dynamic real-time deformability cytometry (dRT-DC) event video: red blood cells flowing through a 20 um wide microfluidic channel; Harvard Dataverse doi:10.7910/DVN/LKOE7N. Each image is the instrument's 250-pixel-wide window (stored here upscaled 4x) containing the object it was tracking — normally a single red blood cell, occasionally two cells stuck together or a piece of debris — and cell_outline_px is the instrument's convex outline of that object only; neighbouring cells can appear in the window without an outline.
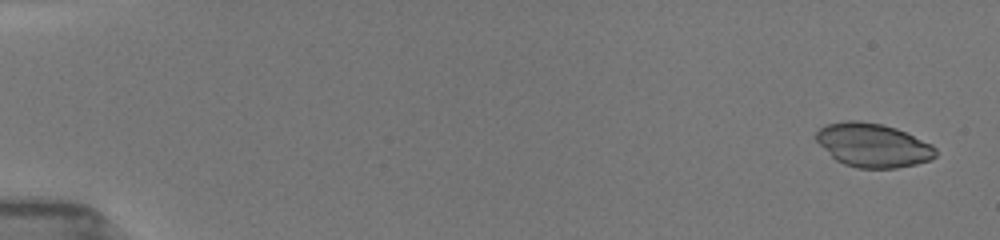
{"species": "common noctule bat (a hibernating species)", "species_latin": "Nyctalus noctula", "temperature_condition": "room temperature", "stored_images_in_passage": 10, "camera_frame_rate_fps": 3000, "um_per_image_px": 0.085, "animal": {"sex": "female", "body_mass_g": 19.5, "forearm_length_mm": 54.1}, "frame": {"image": 1, "passage_image": 2, "time_ms": 0.667, "image_size_px": [1000, 240], "cell_outline_px": [[936, 156], [928, 160], [916, 164], [896, 168], [856, 168], [844, 164], [836, 160], [816, 140], [816, 132], [824, 124], [844, 120], [856, 120], [880, 124], [896, 128], [932, 144], [936, 148]], "centroid_in_image_um": [74.19, 12.33], "position_along_channel_um": 10.8, "area_um2": 30.4}}
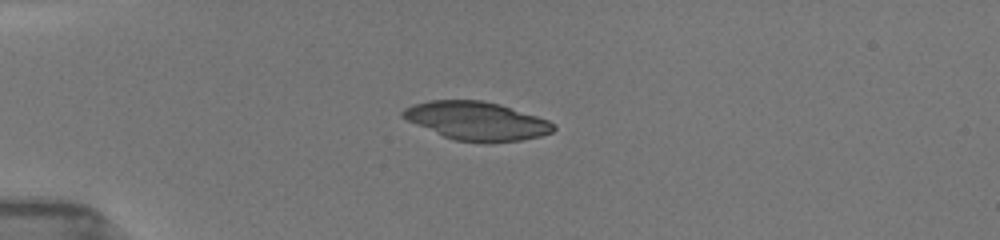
{"frame": {"image": 2, "passage_image": 8, "time_ms": 4.667, "image_size_px": [1000, 240], "cell_outline_px": [[556, 128], [552, 132], [540, 136], [520, 140], [484, 144], [452, 140], [416, 124], [400, 116], [400, 112], [404, 108], [412, 104], [428, 100], [484, 100], [500, 104], [548, 120], [556, 124]], "centroid_in_image_um": [40.5, 10.28], "position_along_channel_um": 44.5, "area_um2": 34.04}}